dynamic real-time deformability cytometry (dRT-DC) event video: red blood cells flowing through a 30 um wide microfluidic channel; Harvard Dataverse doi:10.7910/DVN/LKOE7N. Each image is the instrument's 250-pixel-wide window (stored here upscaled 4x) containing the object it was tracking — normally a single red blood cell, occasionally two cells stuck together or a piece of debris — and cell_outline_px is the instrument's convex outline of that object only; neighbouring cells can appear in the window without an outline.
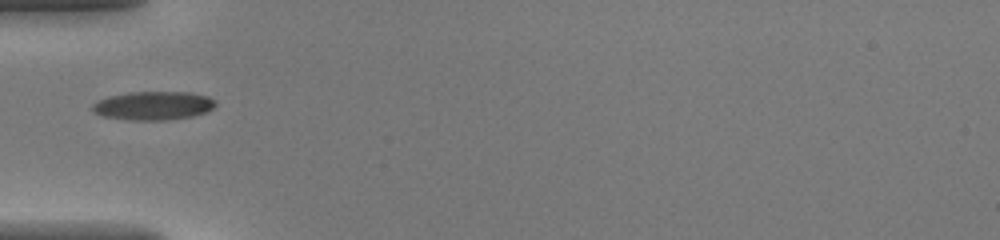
{"species": "common noctule bat (a hibernating species)", "species_latin": "Nyctalus noctula", "temperature_condition": "warm", "stored_images_in_passage": 31, "camera_frame_rate_fps": 3000, "um_per_image_px": 0.085, "animal": {"sex": "female", "body_mass_g": 20.0, "forearm_length_mm": 54.0}, "frame": {"image": 1, "passage_image": 1, "time_ms": 0.0, "image_size_px": [1000, 240], "cell_outline_px": [[216, 104], [212, 108], [204, 112], [192, 116], [168, 120], [128, 120], [100, 116], [92, 112], [92, 104], [108, 96], [128, 92], [188, 92], [208, 96], [216, 100]], "centroid_in_image_um": [13.0, 8.98], "position_along_channel_um": 72.0, "area_um2": 20.63}}
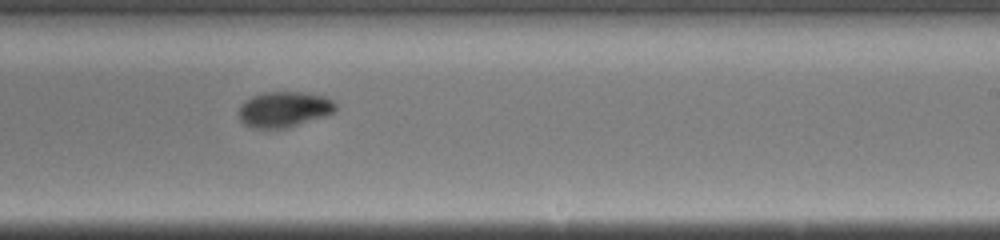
{"frame": {"image": 2, "passage_image": 14, "time_ms": 4.333, "image_size_px": [1000, 240], "cell_outline_px": [[336, 108], [332, 112], [324, 116], [284, 128], [252, 128], [244, 124], [240, 120], [240, 104], [244, 100], [252, 96], [264, 92], [300, 92], [324, 96], [332, 100], [336, 104]], "centroid_in_image_um": [24.11, 9.28], "position_along_channel_um": 264.9, "area_um2": 19.83}}
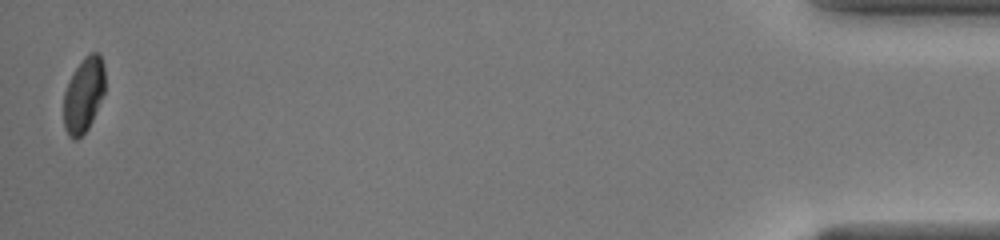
{"frame": {"image": 3, "passage_image": 31, "time_ms": 10.0, "image_size_px": [1000, 240], "cell_outline_px": [[104, 92], [92, 120], [88, 128], [76, 140], [72, 140], [68, 136], [64, 128], [64, 92], [72, 72], [84, 56], [92, 52], [100, 52], [104, 64]], "centroid_in_image_um": [7.1, 8.04], "position_along_channel_um": 428.1, "area_um2": 18.15}}